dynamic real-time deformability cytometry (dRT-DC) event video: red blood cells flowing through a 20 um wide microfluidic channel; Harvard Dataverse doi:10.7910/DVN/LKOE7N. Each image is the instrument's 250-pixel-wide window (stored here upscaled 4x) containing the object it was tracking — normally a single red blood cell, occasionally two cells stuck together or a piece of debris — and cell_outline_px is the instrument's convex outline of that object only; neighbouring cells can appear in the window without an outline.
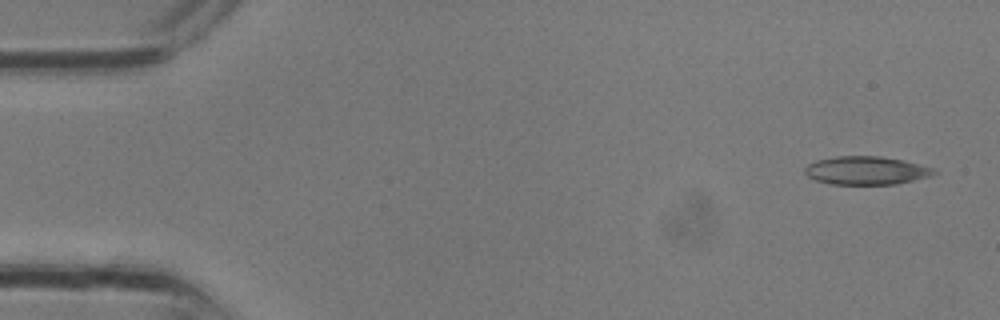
{"species": "common noctule bat (a hibernating species)", "species_latin": "Nyctalus noctula", "temperature_condition": "room temperature", "stored_images_in_passage": 30, "camera_frame_rate_fps": 3000, "um_per_image_px": 0.085, "animal": {"sex": "male", "body_mass_g": 13.3}, "frame": {"image": 1, "passage_image": 1, "time_ms": 0.0, "image_size_px": [1000, 320], "cell_outline_px": [[940, 172], [932, 176], [896, 184], [832, 184], [816, 180], [808, 176], [804, 172], [804, 168], [808, 164], [816, 160], [836, 156], [880, 156], [904, 160], [932, 168]], "centroid_in_image_um": [73.64, 14.49], "position_along_channel_um": 11.4, "area_um2": 21.33}}
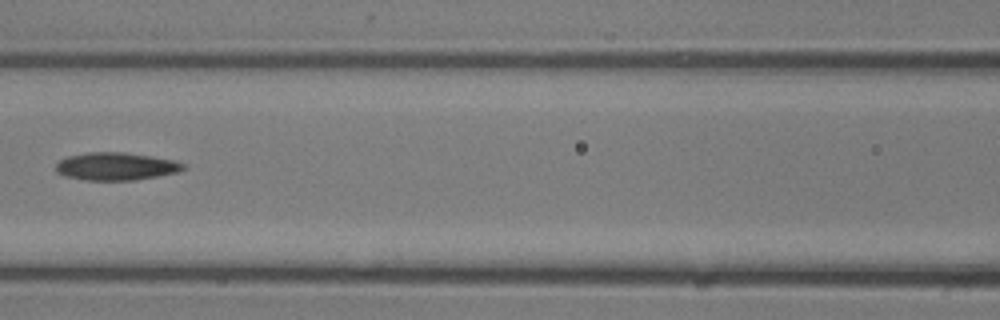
{"frame": {"image": 2, "passage_image": 13, "time_ms": 4.0, "image_size_px": [1000, 320], "cell_outline_px": [[188, 168], [176, 172], [136, 180], [84, 180], [64, 176], [56, 172], [56, 164], [60, 160], [68, 156], [88, 152], [124, 152], [176, 160], [184, 164]], "centroid_in_image_um": [9.85, 14.14], "position_along_channel_um": 156.7, "area_um2": 20.63}}
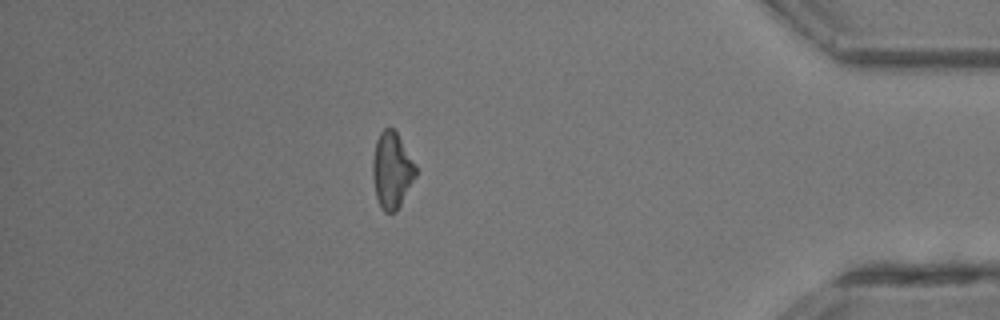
{"frame": {"image": 3, "passage_image": 26, "time_ms": 8.333, "image_size_px": [1000, 320], "cell_outline_px": [[416, 176], [396, 212], [384, 212], [380, 208], [376, 196], [372, 176], [372, 160], [376, 140], [380, 132], [384, 128], [392, 128], [396, 132], [416, 164]], "centroid_in_image_um": [33.29, 14.48], "position_along_channel_um": 401.9, "area_um2": 19.13}}